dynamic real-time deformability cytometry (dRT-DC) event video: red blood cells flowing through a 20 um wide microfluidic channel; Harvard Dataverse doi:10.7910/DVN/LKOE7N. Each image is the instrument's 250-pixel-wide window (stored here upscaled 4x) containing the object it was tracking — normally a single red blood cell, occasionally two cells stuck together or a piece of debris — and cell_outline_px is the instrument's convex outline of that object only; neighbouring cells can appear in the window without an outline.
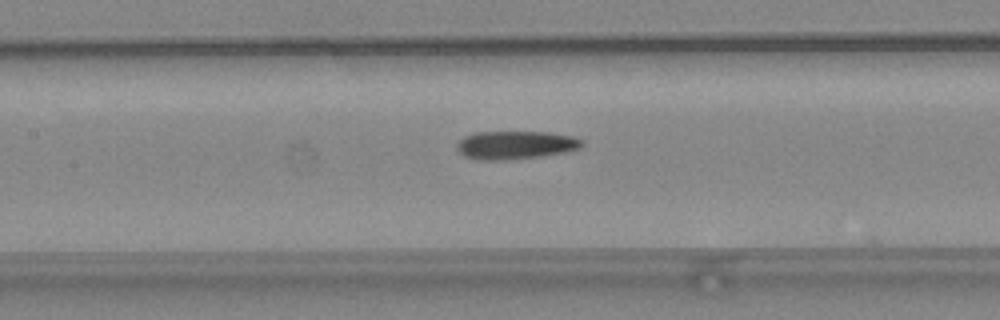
{"species": "common noctule bat (a hibernating species)", "species_latin": "Nyctalus noctula", "temperature_condition": "warm", "stored_images_in_passage": 35, "camera_frame_rate_fps": 3000, "um_per_image_px": 0.085, "animal": {"sex": "female", "body_mass_g": 24.6, "forearm_length_mm": 56.2}, "frame": {"image": 1, "passage_image": 9, "time_ms": 2.667, "image_size_px": [1000, 320], "cell_outline_px": [[584, 144], [580, 148], [564, 152], [540, 156], [504, 160], [476, 160], [464, 156], [456, 148], [456, 144], [464, 136], [476, 132], [548, 132], [576, 136], [584, 140]], "centroid_in_image_um": [43.83, 12.32], "position_along_channel_um": 163.6, "area_um2": 20.75}}
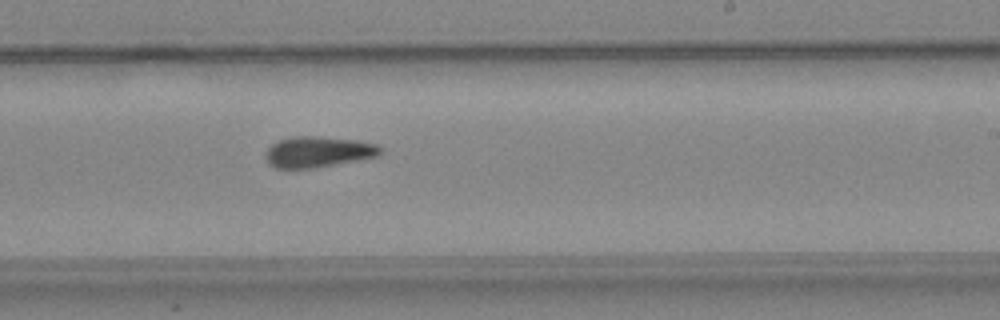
{"frame": {"image": 2, "passage_image": 16, "time_ms": 5.0, "image_size_px": [1000, 320], "cell_outline_px": [[384, 148], [380, 156], [360, 160], [316, 168], [276, 168], [268, 164], [264, 156], [268, 148], [272, 144], [280, 140], [292, 136], [320, 136], [356, 140], [380, 144]], "centroid_in_image_um": [27.1, 12.91], "position_along_channel_um": 261.9, "area_um2": 21.1}}
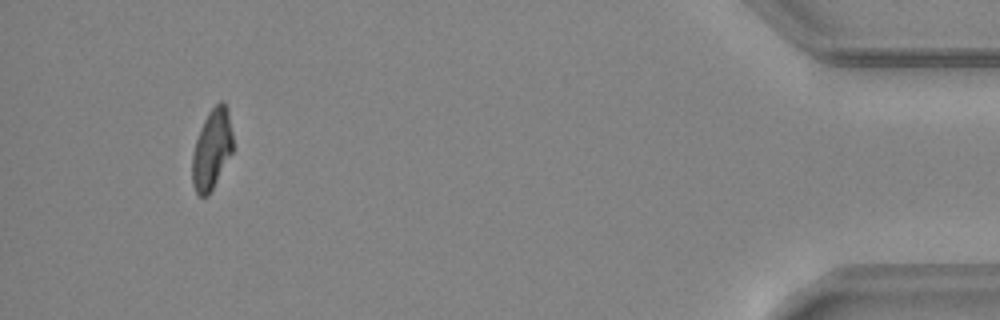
{"frame": {"image": 3, "passage_image": 32, "time_ms": 10.333, "image_size_px": [1000, 320], "cell_outline_px": [[232, 152], [208, 196], [200, 196], [196, 192], [192, 184], [192, 152], [200, 128], [208, 112], [220, 100], [224, 100], [228, 108], [232, 132]], "centroid_in_image_um": [18.0, 12.65], "position_along_channel_um": 417.2, "area_um2": 18.96}, "authors_computed_cell_mechanics": {"area_um2": 20.2878, "velocity_mm_per_s": 4.2382, "shape_relaxation_time_tau1_ms": null, "shape_relaxation_time_tau2_ms": 6.3268, "deformation_change_tau1": null, "deformation_change_tau2": 0.1658}}